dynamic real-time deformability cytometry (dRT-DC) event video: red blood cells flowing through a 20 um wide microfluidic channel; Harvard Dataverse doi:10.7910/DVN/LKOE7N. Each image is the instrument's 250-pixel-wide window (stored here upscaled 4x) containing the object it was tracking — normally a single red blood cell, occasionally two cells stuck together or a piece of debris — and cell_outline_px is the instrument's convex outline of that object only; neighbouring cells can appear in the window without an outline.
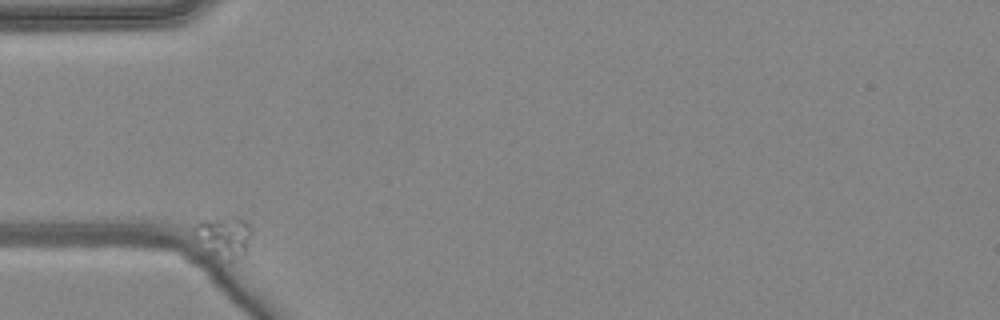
{"species": "common noctule bat (a hibernating species)", "species_latin": "Nyctalus noctula", "temperature_condition": "warm", "stored_images_in_passage": 2, "camera_frame_rate_fps": 3000, "um_per_image_px": 0.085, "animal": {"sex": "female", "body_mass_g": 24.6, "forearm_length_mm": 56.2}, "frame": {"image": 1, "passage_image": 1, "time_ms": 0.0, "image_size_px": [1000, 320], "cell_outline_px": [[252, 232], [248, 248], [240, 256], [232, 260], [228, 260], [212, 256], [192, 236], [192, 228], [200, 220], [236, 216], [240, 216], [252, 228]], "centroid_in_image_um": [19.0, 20.1], "position_along_channel_um": 66.0, "area_um2": 14.16}}